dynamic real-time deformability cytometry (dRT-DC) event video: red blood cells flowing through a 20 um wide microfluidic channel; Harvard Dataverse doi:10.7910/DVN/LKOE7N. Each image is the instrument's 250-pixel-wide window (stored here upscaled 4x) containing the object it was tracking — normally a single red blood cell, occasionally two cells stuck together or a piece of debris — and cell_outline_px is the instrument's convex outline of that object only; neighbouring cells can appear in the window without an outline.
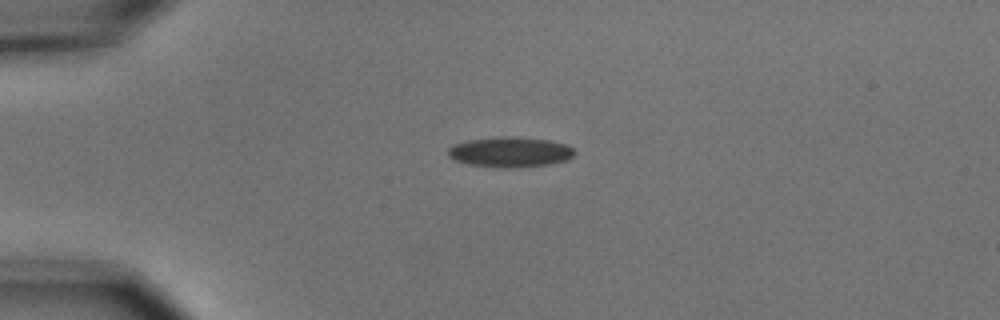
{"species": "common noctule bat (a hibernating species)", "species_latin": "Nyctalus noctula", "temperature_condition": "cold", "stored_images_in_passage": 5, "camera_frame_rate_fps": 3000, "um_per_image_px": 0.085, "animal": {"sex": "male", "body_mass_g": 15.6}, "frame": {"image": 1, "passage_image": 3, "time_ms": 0.667, "image_size_px": [1000, 320], "cell_outline_px": [[576, 152], [568, 160], [548, 164], [512, 168], [500, 168], [468, 164], [452, 160], [448, 156], [448, 148], [452, 144], [468, 140], [548, 140], [568, 144]], "centroid_in_image_um": [43.34, 12.99], "position_along_channel_um": 41.7, "area_um2": 21.21}}
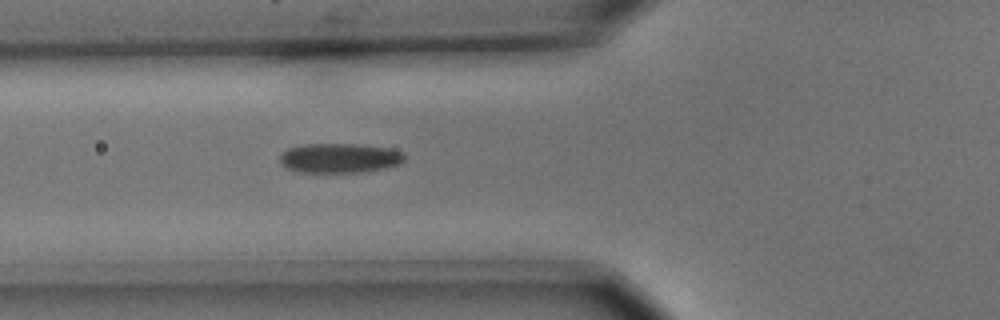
{"frame": {"image": 2, "passage_image": 5, "time_ms": 1.333, "image_size_px": [1000, 320], "cell_outline_px": [[404, 160], [400, 164], [384, 168], [364, 172], [300, 172], [288, 168], [280, 164], [280, 156], [288, 148], [304, 144], [360, 144], [388, 148], [404, 152]], "centroid_in_image_um": [28.88, 13.43], "position_along_channel_um": 96.9, "area_um2": 21.5}}